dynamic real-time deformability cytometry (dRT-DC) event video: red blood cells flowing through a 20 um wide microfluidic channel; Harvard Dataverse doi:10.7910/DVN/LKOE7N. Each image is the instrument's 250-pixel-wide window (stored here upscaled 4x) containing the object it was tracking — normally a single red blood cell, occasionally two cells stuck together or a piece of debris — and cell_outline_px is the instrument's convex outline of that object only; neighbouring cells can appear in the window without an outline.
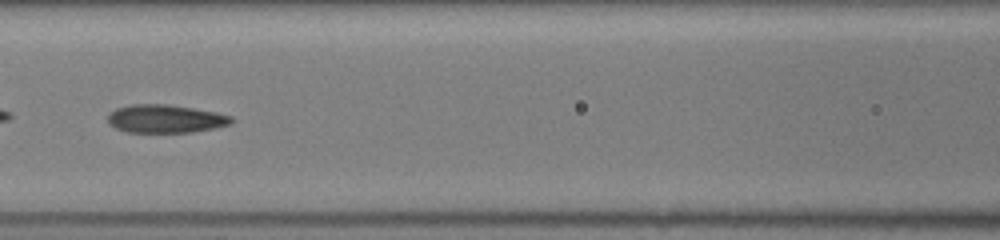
{"species": "common noctule bat (a hibernating species)", "species_latin": "Nyctalus noctula", "temperature_condition": "room temperature", "stored_images_in_passage": 46, "camera_frame_rate_fps": 3000, "um_per_image_px": 0.085, "animal": {"sex": "female", "body_mass_g": 19.5, "forearm_length_mm": 54.1}, "frame": {"image": 1, "passage_image": 22, "time_ms": 7.0, "image_size_px": [1000, 240], "cell_outline_px": [[232, 124], [216, 128], [192, 132], [128, 132], [116, 128], [108, 124], [108, 112], [116, 108], [132, 104], [168, 104], [216, 112], [232, 116]], "centroid_in_image_um": [14.05, 10.09], "position_along_channel_um": 152.5, "area_um2": 20.4}}
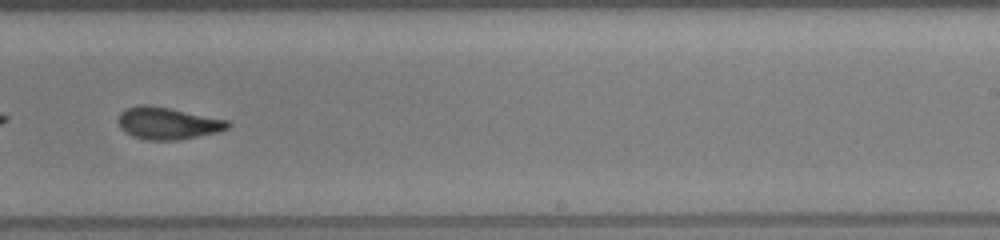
{"frame": {"image": 2, "passage_image": 30, "time_ms": 9.667, "image_size_px": [1000, 240], "cell_outline_px": [[232, 124], [228, 128], [216, 132], [176, 140], [144, 140], [132, 136], [120, 128], [120, 112], [128, 108], [140, 104], [148, 104], [172, 108], [228, 120]], "centroid_in_image_um": [14.26, 10.47], "position_along_channel_um": 274.7, "area_um2": 20.4}}
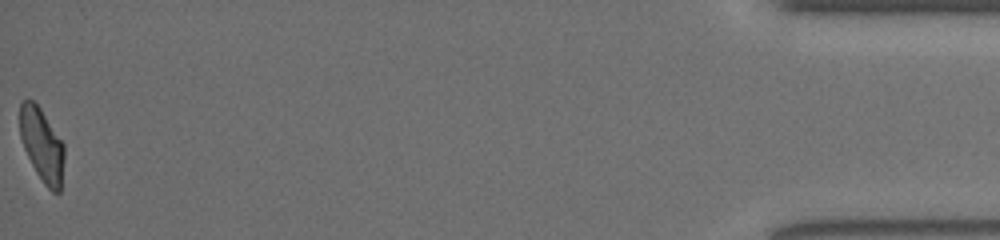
{"frame": {"image": 3, "passage_image": 46, "time_ms": 15.0, "image_size_px": [1000, 240], "cell_outline_px": [[64, 156], [60, 192], [52, 192], [44, 184], [36, 172], [24, 148], [20, 136], [20, 104], [24, 100], [32, 100], [40, 108], [64, 144]], "centroid_in_image_um": [3.57, 12.33], "position_along_channel_um": 431.6, "area_um2": 18.67}}